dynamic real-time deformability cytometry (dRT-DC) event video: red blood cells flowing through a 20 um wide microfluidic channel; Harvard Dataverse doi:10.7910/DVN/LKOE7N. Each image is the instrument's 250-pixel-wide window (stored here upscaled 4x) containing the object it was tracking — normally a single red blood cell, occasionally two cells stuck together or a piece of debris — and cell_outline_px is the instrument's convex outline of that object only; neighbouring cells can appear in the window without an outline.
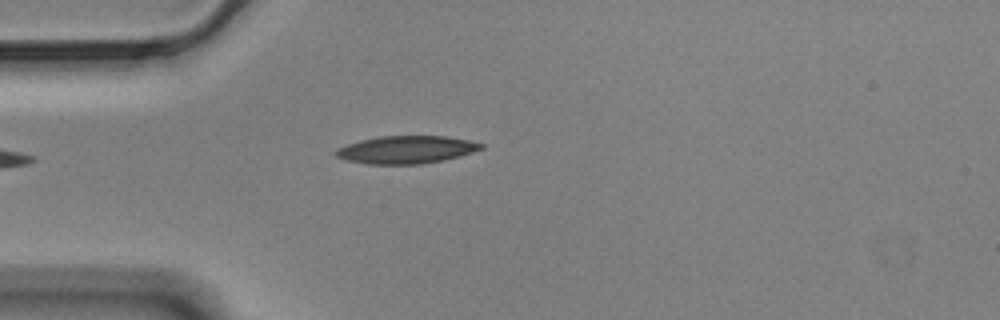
{"species": "Egyptian fruit bat (a non-hibernating species)", "species_latin": "Rousettus aegyptiacus", "temperature_condition": "cold", "stored_images_in_passage": 38, "camera_frame_rate_fps": 3000, "um_per_image_px": 0.085, "animal": {"sex": "male"}, "frame": {"image": 1, "passage_image": 1, "time_ms": 0.0, "image_size_px": [1000, 320], "cell_outline_px": [[484, 148], [460, 156], [444, 160], [420, 164], [368, 164], [344, 160], [336, 156], [332, 152], [336, 148], [360, 140], [380, 136], [448, 136], [468, 140], [484, 144]], "centroid_in_image_um": [34.51, 12.72], "position_along_channel_um": 50.5, "area_um2": 23.58}}
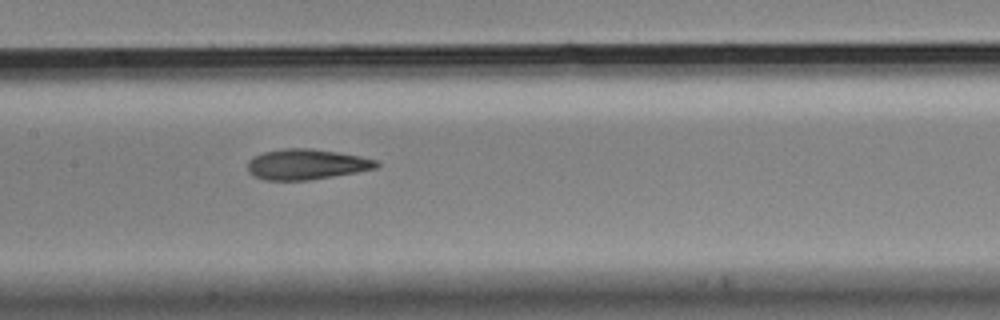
{"frame": {"image": 2, "passage_image": 13, "time_ms": 4.0, "image_size_px": [1000, 320], "cell_outline_px": [[380, 164], [376, 168], [356, 172], [308, 180], [264, 180], [248, 172], [248, 160], [264, 152], [284, 148], [312, 148], [360, 156], [376, 160]], "centroid_in_image_um": [26.04, 13.96], "position_along_channel_um": 181.4, "area_um2": 22.66}}
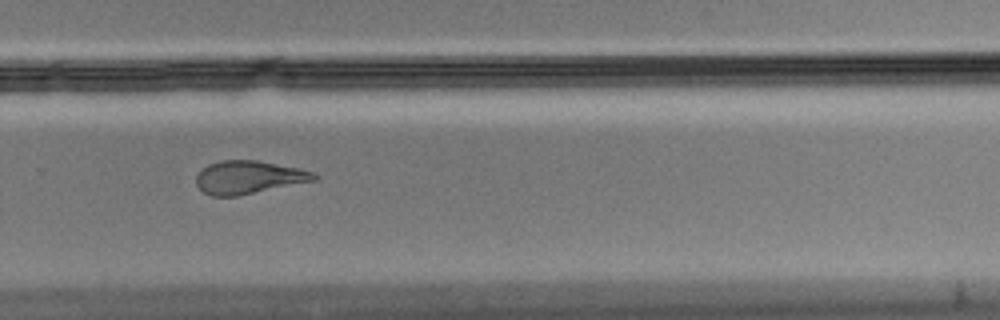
{"frame": {"image": 3, "passage_image": 24, "time_ms": 7.667, "image_size_px": [1000, 320], "cell_outline_px": [[320, 176], [316, 180], [240, 196], [212, 196], [204, 192], [196, 184], [196, 176], [208, 164], [224, 160], [256, 160], [296, 168], [312, 172]], "centroid_in_image_um": [21.13, 15.08], "position_along_channel_um": 308.7, "area_um2": 22.54}, "authors_computed_cell_mechanics": {"area_um2": 23.2067, "velocity_mm_per_s": 3.4843, "shape_relaxation_time_tau1_ms": 9.3912, "shape_relaxation_time_tau2_ms": 2.998, "deformation_change_tau1": 0.2189, "deformation_change_tau2": 0.1142}}